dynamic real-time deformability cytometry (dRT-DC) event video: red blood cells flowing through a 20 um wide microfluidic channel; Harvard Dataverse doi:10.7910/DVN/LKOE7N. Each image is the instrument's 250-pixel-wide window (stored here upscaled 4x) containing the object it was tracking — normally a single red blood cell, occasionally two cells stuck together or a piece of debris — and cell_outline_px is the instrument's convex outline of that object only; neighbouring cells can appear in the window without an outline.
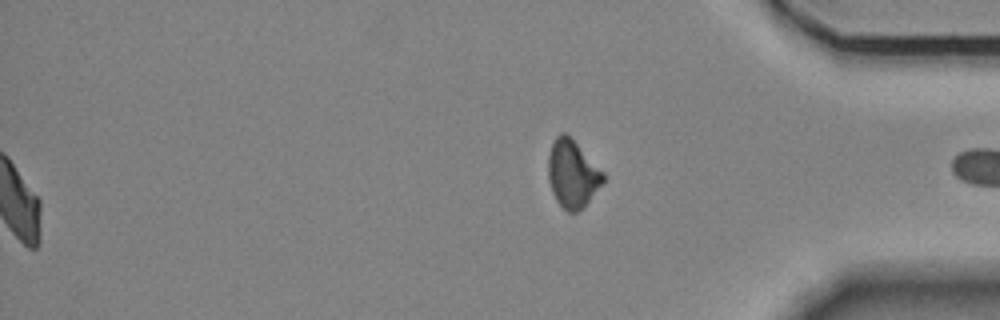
{"species": "Egyptian fruit bat (a non-hibernating species)", "species_latin": "Rousettus aegyptiacus", "temperature_condition": "room temperature", "stored_images_in_passage": 40, "segment_of_instrument_passage": [2, 2], "camera_frame_rate_fps": 3000, "um_per_image_px": 0.085, "animal": {"sex": "female"}, "frame": {"image": 1, "passage_image": 40, "time_ms": 13.0, "image_size_px": [1000, 320], "cell_outline_px": [[604, 180], [584, 208], [576, 212], [568, 212], [556, 200], [552, 192], [548, 180], [548, 156], [552, 144], [556, 136], [560, 132], [564, 132], [604, 172]], "centroid_in_image_um": [48.64, 14.81], "position_along_channel_um": 386.6, "area_um2": 21.33}}